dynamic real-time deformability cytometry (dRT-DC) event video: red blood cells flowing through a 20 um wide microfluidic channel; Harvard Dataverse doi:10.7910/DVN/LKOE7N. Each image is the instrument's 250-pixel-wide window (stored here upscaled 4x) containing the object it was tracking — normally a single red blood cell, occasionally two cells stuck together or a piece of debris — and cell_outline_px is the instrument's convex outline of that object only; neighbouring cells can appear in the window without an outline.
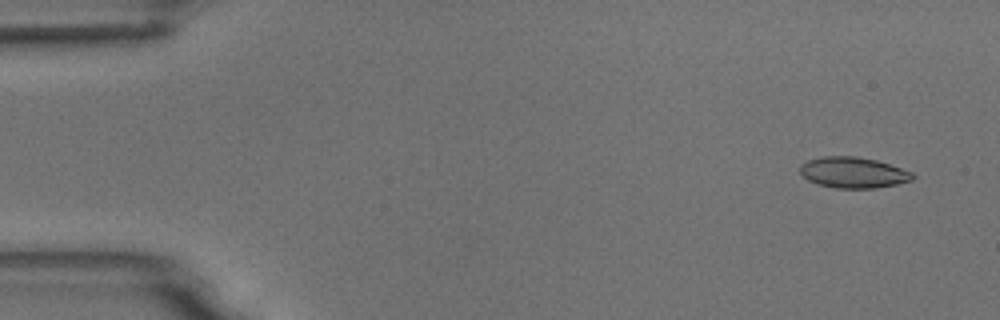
{"species": "common noctule bat (a hibernating species)", "species_latin": "Nyctalus noctula", "temperature_condition": "room temperature", "stored_images_in_passage": 54, "camera_frame_rate_fps": 3000, "um_per_image_px": 0.085, "animal": {"sex": "male", "body_mass_g": 18.8}, "frame": {"image": 1, "passage_image": 3, "time_ms": 0.667, "image_size_px": [1000, 320], "cell_outline_px": [[916, 176], [912, 180], [896, 184], [876, 188], [836, 188], [816, 184], [808, 180], [800, 172], [800, 164], [808, 160], [824, 156], [856, 156], [876, 160], [912, 172]], "centroid_in_image_um": [72.51, 14.67], "position_along_channel_um": 12.5, "area_um2": 20.23}}
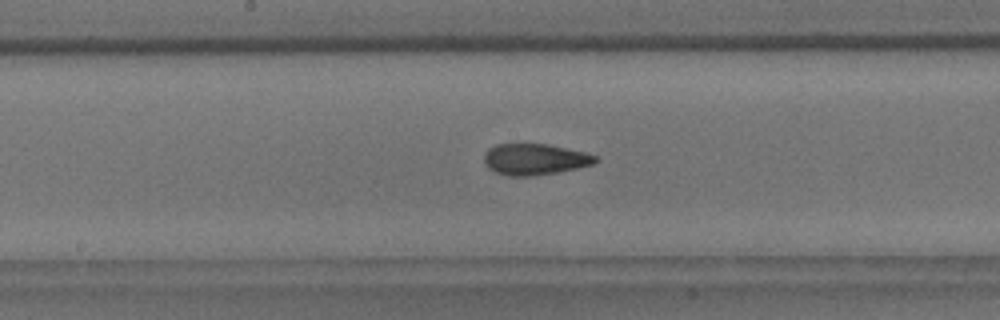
{"frame": {"image": 2, "passage_image": 28, "time_ms": 9.0, "image_size_px": [1000, 320], "cell_outline_px": [[600, 160], [592, 164], [576, 168], [556, 172], [532, 176], [508, 176], [496, 172], [488, 168], [484, 164], [484, 152], [488, 148], [496, 144], [548, 144], [584, 152], [596, 156]], "centroid_in_image_um": [45.41, 13.54], "position_along_channel_um": 202.8, "area_um2": 20.23}}
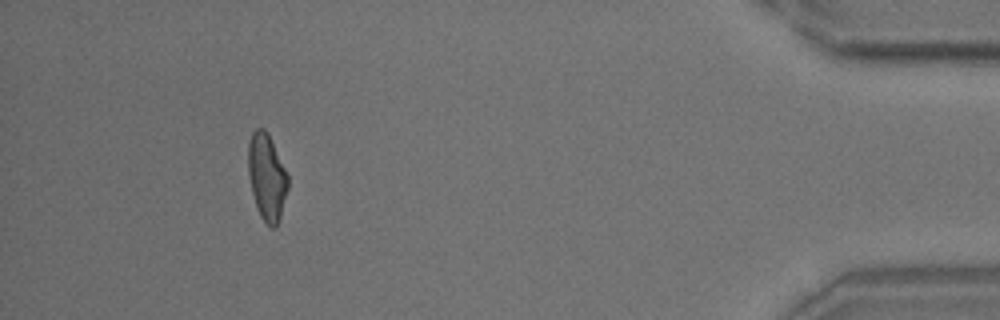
{"frame": {"image": 3, "passage_image": 50, "time_ms": 16.333, "image_size_px": [1000, 320], "cell_outline_px": [[288, 188], [280, 216], [276, 228], [272, 228], [260, 216], [252, 192], [248, 176], [248, 144], [252, 132], [256, 128], [264, 128], [268, 132], [288, 176]], "centroid_in_image_um": [22.67, 15.02], "position_along_channel_um": 412.5, "area_um2": 19.88}, "authors_computed_cell_mechanics": {"area_um2": 20.2589, "velocity_mm_per_s": 3.6963, "shape_relaxation_time_tau1_ms": 6.5432, "shape_relaxation_time_tau2_ms": 1.6583, "deformation_change_tau1": 0.1733, "deformation_change_tau2": 0.069}}